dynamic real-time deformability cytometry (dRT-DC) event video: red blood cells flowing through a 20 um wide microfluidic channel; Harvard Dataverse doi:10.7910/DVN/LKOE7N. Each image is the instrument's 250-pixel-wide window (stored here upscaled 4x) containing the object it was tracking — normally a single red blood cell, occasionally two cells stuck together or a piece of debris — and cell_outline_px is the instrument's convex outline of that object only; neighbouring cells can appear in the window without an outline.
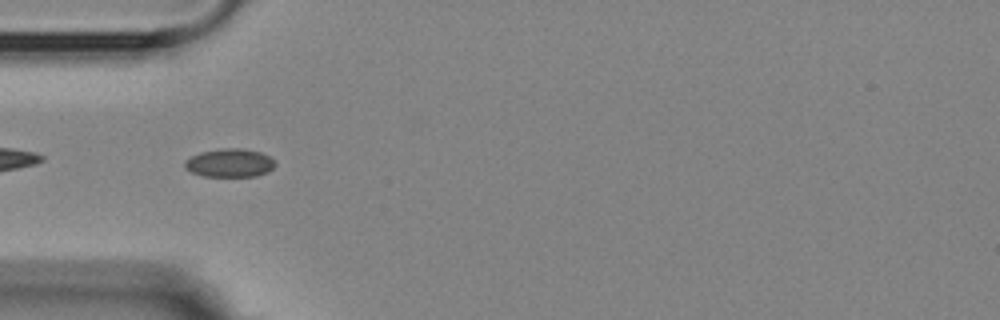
{"species": "Egyptian fruit bat (a non-hibernating species)", "species_latin": "Rousettus aegyptiacus", "temperature_condition": "room temperature", "stored_images_in_passage": 9, "camera_frame_rate_fps": 3000, "um_per_image_px": 0.085, "animal": {"sex": "female"}, "frame": {"image": 1, "passage_image": 4, "time_ms": 4.667, "image_size_px": [1000, 320], "cell_outline_px": [[276, 164], [268, 172], [256, 176], [200, 176], [184, 168], [184, 160], [200, 152], [220, 148], [244, 148], [260, 152], [268, 156]], "centroid_in_image_um": [19.49, 13.84], "position_along_channel_um": 65.5, "area_um2": 15.03}}
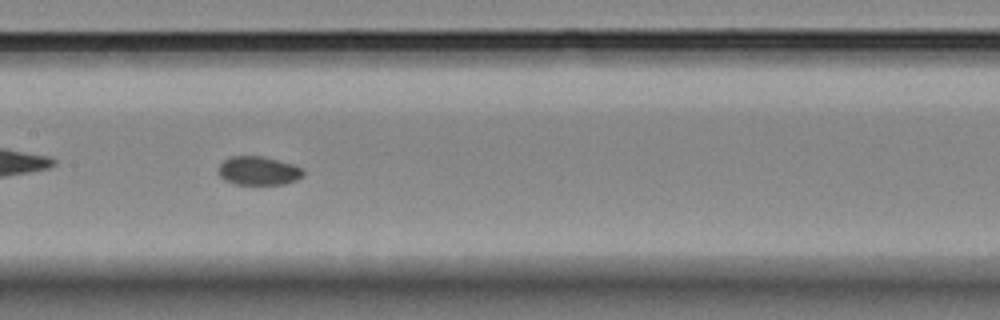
{"frame": {"image": 2, "passage_image": 7, "time_ms": 8.0, "image_size_px": [1000, 320], "cell_outline_px": [[304, 176], [296, 180], [284, 184], [236, 184], [224, 180], [216, 172], [220, 164], [224, 160], [232, 156], [260, 156], [292, 164], [304, 168]], "centroid_in_image_um": [21.96, 14.52], "position_along_channel_um": 185.4, "area_um2": 14.22}}
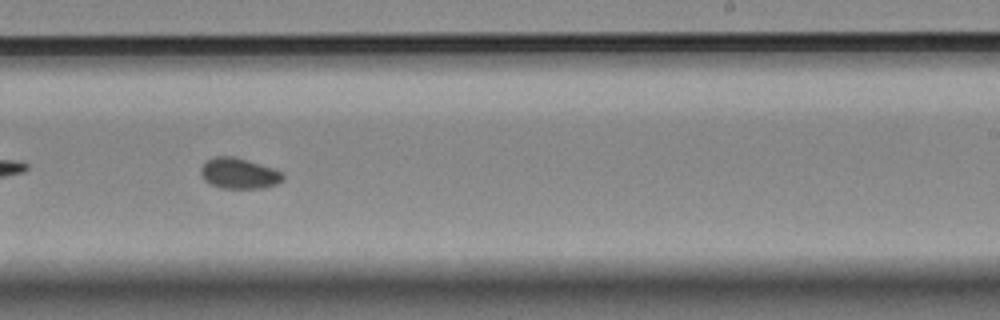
{"frame": {"image": 3, "passage_image": 9, "time_ms": 10.333, "image_size_px": [1000, 320], "cell_outline_px": [[284, 180], [276, 184], [264, 188], [220, 188], [204, 180], [200, 172], [200, 168], [212, 156], [236, 156], [272, 168], [280, 172], [284, 176]], "centroid_in_image_um": [20.3, 14.73], "position_along_channel_um": 268.7, "area_um2": 14.68}}